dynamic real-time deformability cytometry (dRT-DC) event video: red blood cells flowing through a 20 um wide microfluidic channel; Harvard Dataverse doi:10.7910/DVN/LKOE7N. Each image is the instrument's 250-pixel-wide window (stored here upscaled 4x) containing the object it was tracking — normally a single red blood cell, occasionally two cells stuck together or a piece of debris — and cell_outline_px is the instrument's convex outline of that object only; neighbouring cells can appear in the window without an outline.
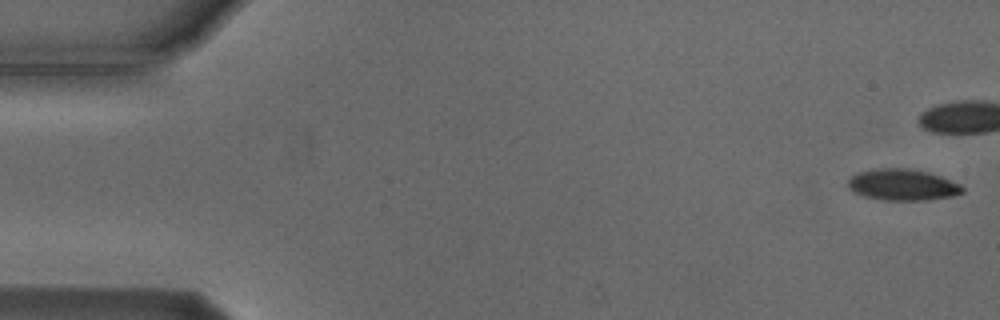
{"species": "Egyptian fruit bat (a non-hibernating species)", "species_latin": "Rousettus aegyptiacus", "temperature_condition": "cold", "stored_images_in_passage": 5, "camera_frame_rate_fps": 3000, "um_per_image_px": 0.085, "animal": {"sex": "male"}, "frame": {"image": 1, "passage_image": 1, "time_ms": 0.0, "image_size_px": [1000, 320], "cell_outline_px": [[964, 192], [952, 196], [924, 200], [884, 200], [864, 196], [852, 192], [848, 188], [848, 180], [856, 172], [876, 168], [908, 168], [928, 172], [940, 176], [960, 184], [964, 188]], "centroid_in_image_um": [76.69, 15.7], "position_along_channel_um": 8.3, "area_um2": 20.98}}